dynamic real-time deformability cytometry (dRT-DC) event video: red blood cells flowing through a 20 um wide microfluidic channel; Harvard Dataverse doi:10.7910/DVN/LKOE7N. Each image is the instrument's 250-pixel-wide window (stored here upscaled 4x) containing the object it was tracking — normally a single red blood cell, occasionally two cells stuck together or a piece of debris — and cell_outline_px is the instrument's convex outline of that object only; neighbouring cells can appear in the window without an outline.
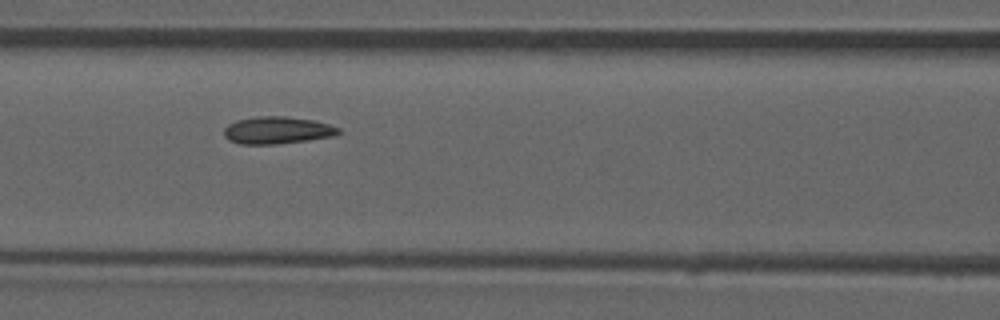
{"species": "common noctule bat (a hibernating species)", "species_latin": "Nyctalus noctula", "temperature_condition": "room temperature", "stored_images_in_passage": 53, "camera_frame_rate_fps": 3000, "um_per_image_px": 0.085, "animal": {"sex": "male", "forearm_length_mm": 52.5}, "frame": {"image": 1, "passage_image": 23, "time_ms": 7.333, "image_size_px": [1000, 320], "cell_outline_px": [[340, 132], [336, 136], [276, 144], [240, 144], [228, 140], [224, 136], [224, 128], [228, 124], [236, 120], [256, 116], [284, 116], [316, 120], [340, 128]], "centroid_in_image_um": [23.56, 11.06], "position_along_channel_um": 143.0, "area_um2": 18.32}, "authors_computed_cell_mechanics": {"area_um2": 17.5712, "velocity_mm_per_s": 3.8872, "shape_relaxation_time_tau1_ms": null, "shape_relaxation_time_tau2_ms": 2.5803, "deformation_change_tau1": null, "deformation_change_tau2": 0.05}}